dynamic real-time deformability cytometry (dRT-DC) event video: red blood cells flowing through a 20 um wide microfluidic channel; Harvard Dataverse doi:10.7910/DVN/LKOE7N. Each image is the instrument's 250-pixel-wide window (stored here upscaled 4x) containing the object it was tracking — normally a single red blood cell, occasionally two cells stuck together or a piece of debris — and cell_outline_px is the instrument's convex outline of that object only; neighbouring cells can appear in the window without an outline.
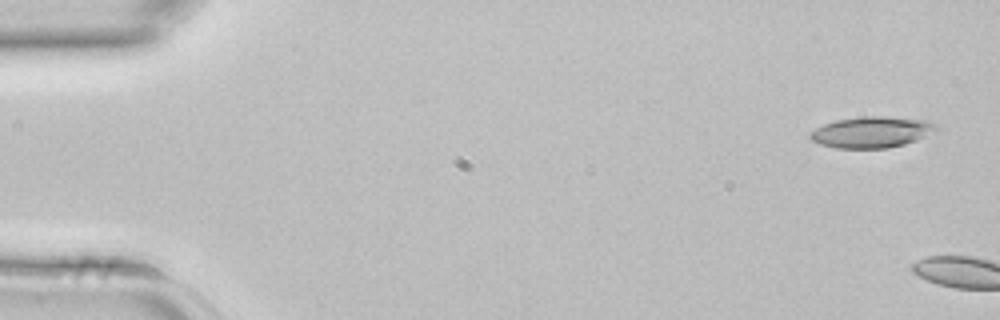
{"species": "common noctule bat (a hibernating species)", "species_latin": "Nyctalus noctula", "temperature_condition": "room temperature", "stored_images_in_passage": 6, "camera_frame_rate_fps": 3000, "um_per_image_px": 0.085, "animal": {"sex": "female", "body_mass_g": 22.7, "forearm_length_mm": 54.2}, "frame": {"image": 1, "passage_image": 1, "time_ms": 0.0, "image_size_px": [1000, 320], "cell_outline_px": [[940, 128], [916, 140], [904, 144], [888, 148], [836, 148], [820, 144], [812, 140], [808, 136], [808, 132], [824, 124], [836, 120], [860, 116], [884, 116], [928, 120], [936, 124]], "centroid_in_image_um": [74.07, 11.22], "position_along_channel_um": 10.9, "area_um2": 22.95}}